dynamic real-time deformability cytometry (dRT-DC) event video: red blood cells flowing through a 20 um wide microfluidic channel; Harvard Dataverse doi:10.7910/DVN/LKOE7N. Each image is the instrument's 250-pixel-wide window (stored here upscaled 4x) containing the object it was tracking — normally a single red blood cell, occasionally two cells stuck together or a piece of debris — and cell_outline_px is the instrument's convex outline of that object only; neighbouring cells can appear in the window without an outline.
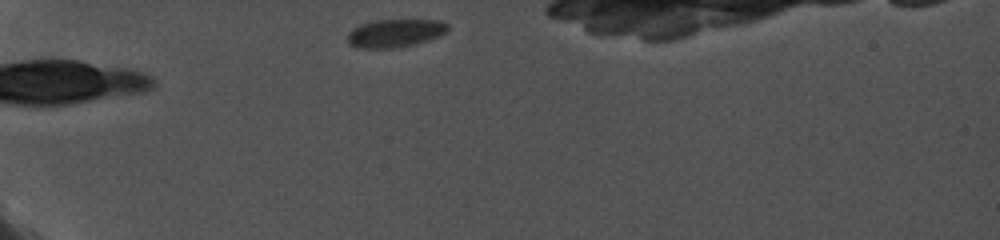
{"species": "common noctule bat (a hibernating species)", "species_latin": "Nyctalus noctula", "temperature_condition": "cold", "stored_images_in_passage": 27, "segment_of_instrument_passage": [1, 2], "camera_frame_rate_fps": 5000, "um_per_image_px": 0.085, "animal": {"sex": "female", "body_mass_g": 19.0, "forearm_length_mm": 56.7}, "frame": {"image": 1, "passage_image": 2, "time_ms": 0.6, "image_size_px": [1000, 240], "cell_outline_px": [[448, 28], [440, 36], [428, 40], [396, 48], [356, 48], [348, 44], [348, 32], [352, 28], [360, 24], [372, 20], [440, 20], [448, 24]], "centroid_in_image_um": [33.53, 2.81], "position_along_channel_um": 51.5, "area_um2": 16.47}}
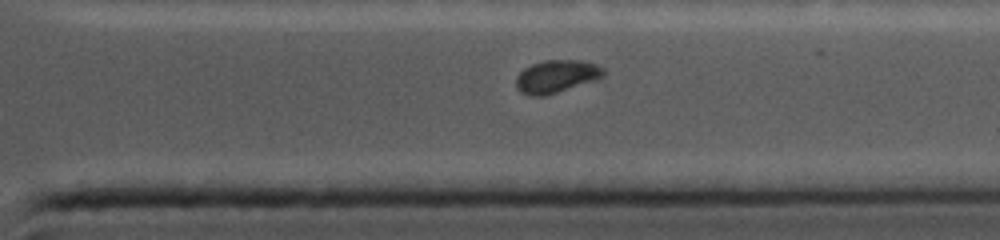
{"frame": {"image": 2, "passage_image": 23, "time_ms": 10.0, "image_size_px": [1000, 240], "cell_outline_px": [[604, 76], [596, 80], [544, 96], [528, 96], [520, 92], [516, 88], [516, 76], [524, 68], [532, 64], [544, 60], [580, 60], [596, 64], [604, 68]], "centroid_in_image_um": [47.28, 6.49], "position_along_channel_um": 364.1, "area_um2": 16.76}}
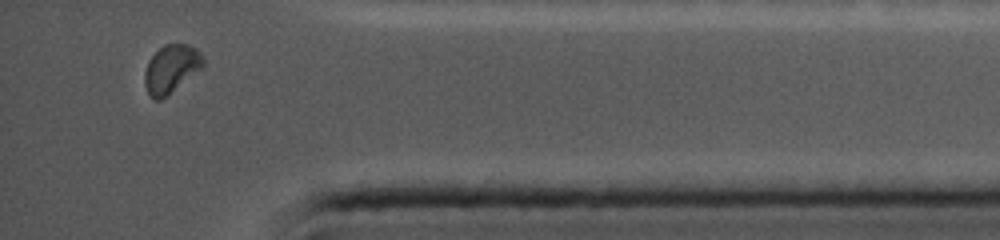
{"frame": {"image": 3, "passage_image": 26, "time_ms": 11.6, "image_size_px": [1000, 240], "cell_outline_px": [[204, 68], [160, 100], [156, 100], [148, 92], [144, 84], [144, 72], [148, 60], [164, 44], [188, 44], [196, 48], [200, 52], [204, 60]], "centroid_in_image_um": [14.57, 5.84], "position_along_channel_um": 420.6, "area_um2": 16.42}}